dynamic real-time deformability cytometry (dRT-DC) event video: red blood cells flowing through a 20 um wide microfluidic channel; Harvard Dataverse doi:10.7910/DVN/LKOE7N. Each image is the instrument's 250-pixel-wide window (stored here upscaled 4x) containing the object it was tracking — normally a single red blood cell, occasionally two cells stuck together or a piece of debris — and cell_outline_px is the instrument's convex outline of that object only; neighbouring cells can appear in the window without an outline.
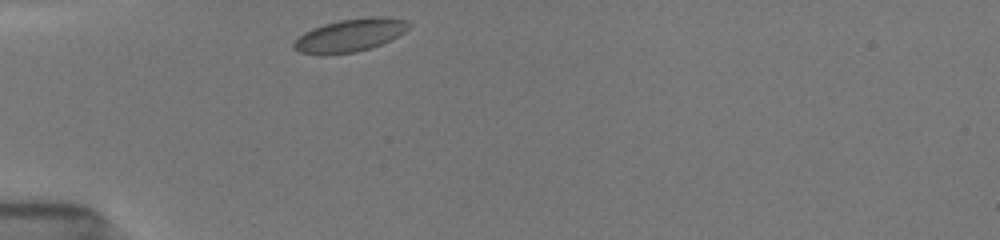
{"species": "common noctule bat (a hibernating species)", "species_latin": "Nyctalus noctula", "temperature_condition": "room temperature", "stored_images_in_passage": 31, "camera_frame_rate_fps": 3000, "um_per_image_px": 0.085, "animal": {"sex": "female", "body_mass_g": 19.5, "forearm_length_mm": 54.1}, "frame": {"image": 1, "passage_image": 1, "time_ms": 0.0, "image_size_px": [1000, 240], "cell_outline_px": [[412, 24], [404, 32], [372, 48], [356, 52], [300, 52], [292, 48], [292, 44], [304, 32], [312, 28], [324, 24], [340, 20], [376, 16], [384, 16], [404, 20]], "centroid_in_image_um": [29.79, 2.96], "position_along_channel_um": 55.2, "area_um2": 21.27}}
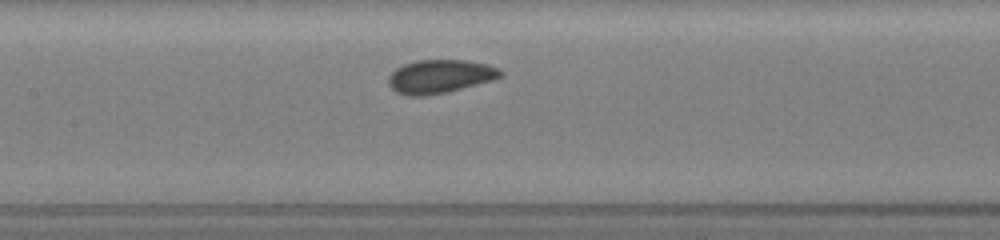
{"frame": {"image": 2, "passage_image": 11, "time_ms": 3.333, "image_size_px": [1000, 240], "cell_outline_px": [[500, 76], [492, 80], [448, 92], [424, 96], [408, 96], [396, 92], [388, 84], [388, 76], [396, 68], [404, 64], [416, 60], [464, 60], [484, 64], [496, 68], [500, 72]], "centroid_in_image_um": [37.31, 6.51], "position_along_channel_um": 170.1, "area_um2": 21.62}}
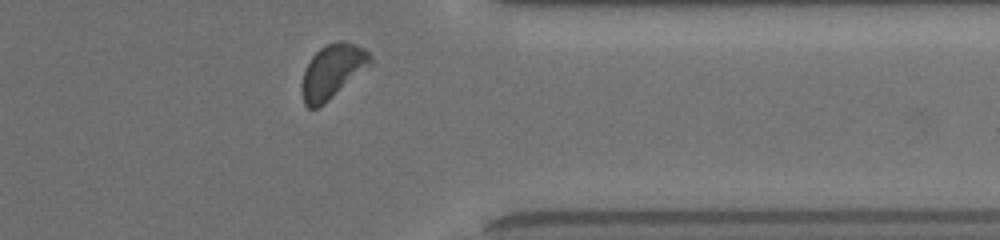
{"frame": {"image": 3, "passage_image": 28, "time_ms": 9.0, "image_size_px": [1000, 240], "cell_outline_px": [[372, 64], [324, 104], [316, 108], [308, 108], [304, 104], [300, 92], [300, 84], [304, 68], [312, 56], [320, 48], [336, 40], [344, 40], [356, 44], [364, 48], [372, 56]], "centroid_in_image_um": [28.23, 6.06], "position_along_channel_um": 383.2, "area_um2": 21.91}, "authors_computed_cell_mechanics": {"area_um2": 21.4438, "velocity_mm_per_s": 3.8599, "shape_relaxation_time_tau1_ms": 1.411, "shape_relaxation_time_tau2_ms": 7.3146, "deformation_change_tau1": 0.0541, "deformation_change_tau2": 0.1073}}